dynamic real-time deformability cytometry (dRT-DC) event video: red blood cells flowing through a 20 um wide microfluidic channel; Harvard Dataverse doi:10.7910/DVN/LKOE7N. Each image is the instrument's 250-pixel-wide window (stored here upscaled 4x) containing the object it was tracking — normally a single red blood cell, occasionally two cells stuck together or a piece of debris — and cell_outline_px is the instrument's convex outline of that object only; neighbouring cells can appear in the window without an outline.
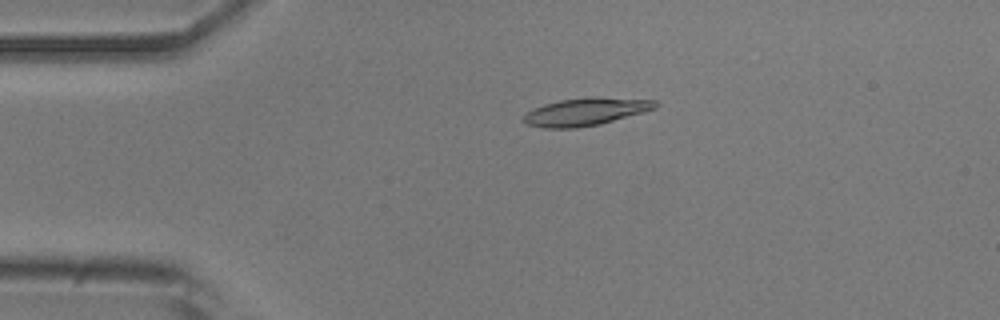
{"species": "common noctule bat (a hibernating species)", "species_latin": "Nyctalus noctula", "temperature_condition": "room temperature", "stored_images_in_passage": 39, "camera_frame_rate_fps": 3000, "um_per_image_px": 0.085, "animal": {"sex": "male", "body_mass_g": 20.5, "forearm_length_mm": 52.5}, "frame": {"image": 1, "passage_image": 11, "time_ms": 3.333, "image_size_px": [1000, 320], "cell_outline_px": [[660, 104], [656, 108], [644, 112], [600, 124], [576, 128], [540, 128], [528, 124], [524, 120], [524, 116], [528, 112], [544, 104], [560, 100], [592, 96], [596, 96], [656, 100]], "centroid_in_image_um": [49.85, 9.48], "position_along_channel_um": 35.2, "area_um2": 21.27}}
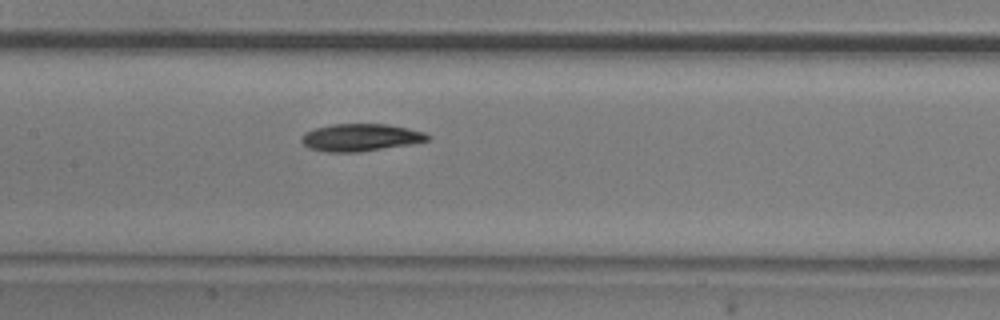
{"frame": {"image": 2, "passage_image": 25, "time_ms": 8.0, "image_size_px": [1000, 320], "cell_outline_px": [[432, 136], [428, 140], [412, 144], [360, 152], [324, 152], [308, 148], [300, 140], [300, 136], [304, 132], [316, 128], [332, 124], [388, 124], [408, 128], [424, 132]], "centroid_in_image_um": [30.63, 11.69], "position_along_channel_um": 176.8, "area_um2": 20.35}}
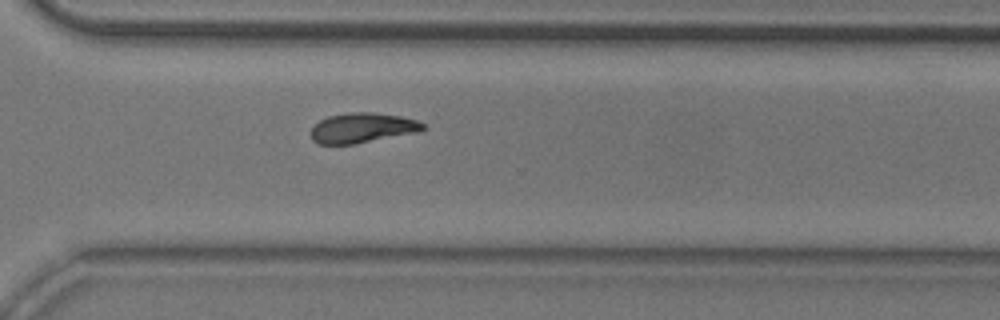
{"frame": {"image": 3, "passage_image": 38, "time_ms": 12.333, "image_size_px": [1000, 320], "cell_outline_px": [[428, 128], [420, 132], [356, 144], [316, 144], [312, 140], [308, 132], [320, 120], [328, 116], [348, 112], [372, 112], [400, 116], [416, 120], [424, 124]], "centroid_in_image_um": [30.8, 10.88], "position_along_channel_um": 339.8, "area_um2": 19.94}}